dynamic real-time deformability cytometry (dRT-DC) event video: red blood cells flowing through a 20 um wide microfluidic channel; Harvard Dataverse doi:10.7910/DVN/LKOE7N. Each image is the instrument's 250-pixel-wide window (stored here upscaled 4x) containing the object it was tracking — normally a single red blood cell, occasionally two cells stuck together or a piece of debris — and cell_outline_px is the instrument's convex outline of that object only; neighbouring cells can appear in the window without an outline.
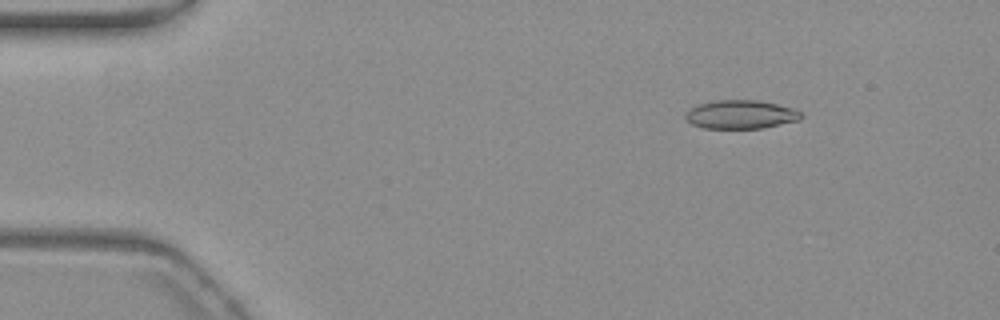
{"species": "common noctule bat (a hibernating species)", "species_latin": "Nyctalus noctula", "temperature_condition": "warm", "stored_images_in_passage": 52, "camera_frame_rate_fps": 3000, "um_per_image_px": 0.085, "animal": {"sex": "female", "body_mass_g": 19.3, "forearm_length_mm": 54.1}, "frame": {"image": 1, "passage_image": 4, "time_ms": 1.0, "image_size_px": [1000, 320], "cell_outline_px": [[804, 116], [800, 120], [764, 128], [704, 128], [692, 124], [684, 120], [684, 116], [692, 108], [700, 104], [716, 100], [756, 100], [776, 104], [792, 108], [804, 112]], "centroid_in_image_um": [63.01, 9.74], "position_along_channel_um": 22.0, "area_um2": 19.31}}
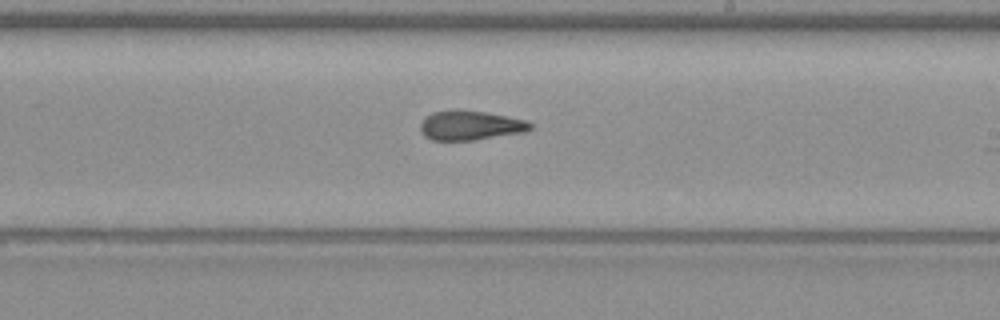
{"frame": {"image": 2, "passage_image": 29, "time_ms": 9.333, "image_size_px": [1000, 320], "cell_outline_px": [[532, 128], [524, 132], [472, 140], [432, 140], [424, 136], [420, 132], [420, 120], [424, 116], [432, 112], [456, 108], [484, 112], [508, 116], [528, 120], [532, 124]], "centroid_in_image_um": [39.92, 10.63], "position_along_channel_um": 249.1, "area_um2": 19.25}}
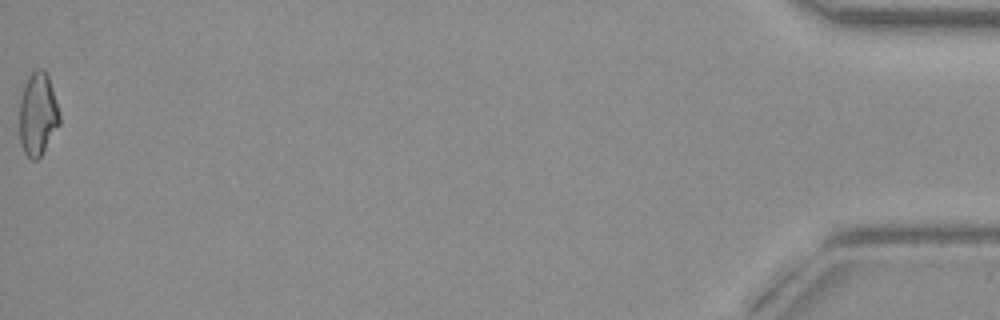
{"frame": {"image": 3, "passage_image": 52, "time_ms": 17.0, "image_size_px": [1000, 320], "cell_outline_px": [[60, 124], [40, 156], [36, 160], [32, 160], [24, 152], [20, 144], [20, 96], [24, 84], [28, 76], [36, 68], [44, 68], [48, 72], [60, 112]], "centroid_in_image_um": [3.22, 9.64], "position_along_channel_um": 432.0, "area_um2": 19.71}, "authors_computed_cell_mechanics": {"area_um2": 19.2474, "velocity_mm_per_s": 3.7512, "shape_relaxation_time_tau1_ms": 9.9961, "shape_relaxation_time_tau2_ms": 2.2306, "deformation_change_tau1": 0.2301, "deformation_change_tau2": 0.1142}}